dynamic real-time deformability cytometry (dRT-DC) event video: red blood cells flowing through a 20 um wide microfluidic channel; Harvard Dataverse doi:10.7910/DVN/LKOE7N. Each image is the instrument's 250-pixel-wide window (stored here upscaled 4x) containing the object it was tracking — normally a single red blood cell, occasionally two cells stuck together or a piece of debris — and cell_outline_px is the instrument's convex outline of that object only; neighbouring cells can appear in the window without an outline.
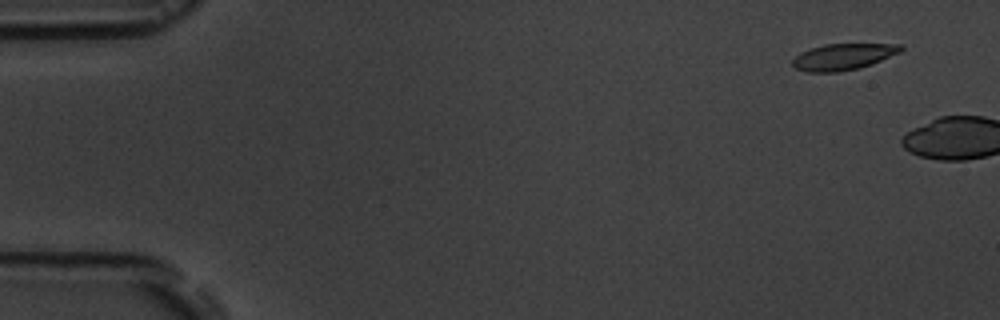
{"species": "common noctule bat (a hibernating species)", "species_latin": "Nyctalus noctula", "temperature_condition": "room temperature", "stored_images_in_passage": 2, "camera_frame_rate_fps": 3000, "um_per_image_px": 0.085, "animal": {"sex": "male", "body_mass_g": 19.5, "forearm_length_mm": 54.6}, "frame": {"image": 1, "passage_image": 1, "time_ms": 0.0, "image_size_px": [1000, 320], "cell_outline_px": [[904, 48], [900, 52], [872, 64], [860, 68], [836, 72], [808, 72], [796, 68], [792, 64], [792, 60], [800, 52], [824, 44], [904, 44]], "centroid_in_image_um": [71.69, 4.82], "position_along_channel_um": 13.3, "area_um2": 16.59}}